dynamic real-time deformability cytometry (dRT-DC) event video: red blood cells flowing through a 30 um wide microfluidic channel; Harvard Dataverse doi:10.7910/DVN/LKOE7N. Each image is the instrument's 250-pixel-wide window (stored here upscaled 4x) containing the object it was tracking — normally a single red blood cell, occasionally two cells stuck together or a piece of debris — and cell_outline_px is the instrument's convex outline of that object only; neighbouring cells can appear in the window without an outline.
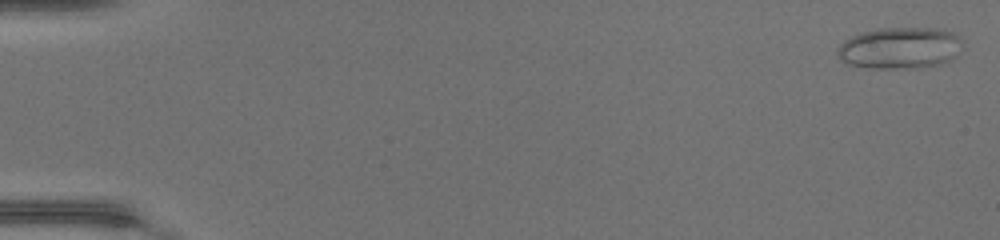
{"species": "common noctule bat (a hibernating species)", "species_latin": "Nyctalus noctula", "temperature_condition": "warm", "stored_images_in_passage": 15, "camera_frame_rate_fps": 3000, "um_per_image_px": 0.085, "animal": {"sex": "female", "body_mass_g": 17.0, "forearm_length_mm": 48.0}, "frame": {"image": 1, "passage_image": 1, "time_ms": 0.0, "image_size_px": [1000, 240], "cell_outline_px": [[964, 48], [952, 60], [940, 64], [920, 68], [872, 68], [844, 64], [840, 60], [836, 52], [836, 48], [844, 40], [860, 32], [876, 28], [944, 28], [960, 36], [964, 40]], "centroid_in_image_um": [76.53, 4.07], "position_along_channel_um": 8.5, "area_um2": 31.21}}